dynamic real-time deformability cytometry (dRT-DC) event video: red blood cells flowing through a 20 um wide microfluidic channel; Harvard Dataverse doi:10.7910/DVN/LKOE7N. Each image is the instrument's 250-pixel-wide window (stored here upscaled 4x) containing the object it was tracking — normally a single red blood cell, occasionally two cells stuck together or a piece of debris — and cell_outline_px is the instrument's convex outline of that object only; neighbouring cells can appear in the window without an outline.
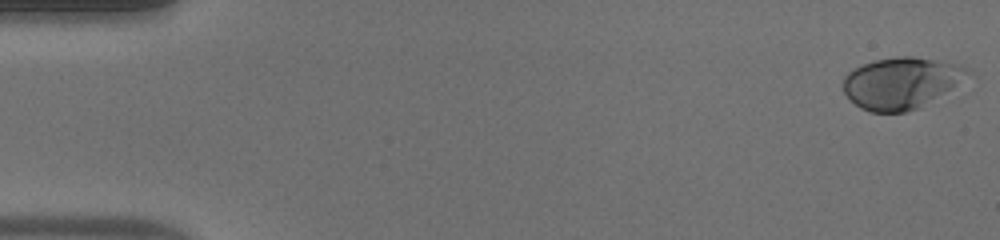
{"species": "human", "species_latin": "Homo sapiens", "temperature_condition": "warm", "stored_images_in_passage": 53, "camera_frame_rate_fps": 3000, "um_per_image_px": 0.085, "donor": {"sex": "male"}, "frame": {"image": 1, "passage_image": 1, "time_ms": 0.0, "image_size_px": [1000, 240], "cell_outline_px": [[972, 68], [968, 72], [948, 88], [920, 108], [904, 112], [872, 112], [860, 108], [844, 92], [844, 76], [852, 68], [876, 60], [896, 56], [912, 56], [956, 64]], "centroid_in_image_um": [76.51, 7.04], "position_along_channel_um": 8.5, "area_um2": 36.3}}
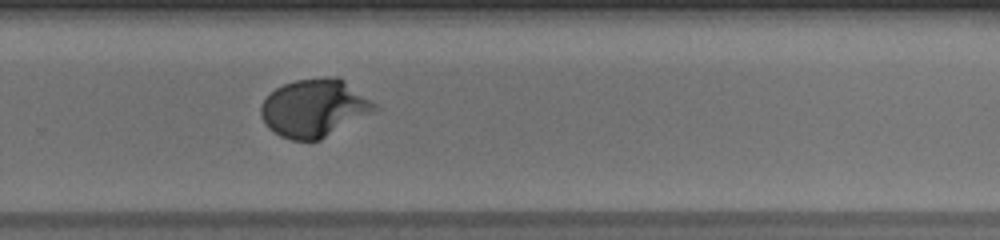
{"frame": {"image": 2, "passage_image": 36, "time_ms": 11.667, "image_size_px": [1000, 240], "cell_outline_px": [[380, 108], [320, 140], [292, 140], [280, 136], [268, 128], [264, 124], [260, 116], [260, 104], [276, 88], [284, 84], [296, 80], [324, 76], [336, 76], [344, 80], [376, 104]], "centroid_in_image_um": [26.69, 9.18], "position_along_channel_um": 303.1, "area_um2": 38.21}}
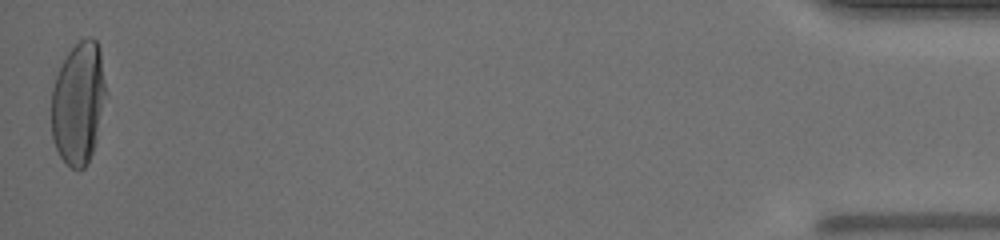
{"frame": {"image": 3, "passage_image": 53, "time_ms": 17.333, "image_size_px": [1000, 240], "cell_outline_px": [[108, 92], [96, 140], [92, 152], [84, 168], [72, 168], [60, 156], [52, 140], [52, 88], [56, 76], [68, 52], [80, 40], [88, 36], [92, 36], [96, 40], [100, 48]], "centroid_in_image_um": [6.7, 8.71], "position_along_channel_um": 428.5, "area_um2": 39.13}, "authors_computed_cell_mechanics": {"area_um2": 36.125, "velocity_mm_per_s": 3.8382, "shape_relaxation_time_tau1_ms": 4.9664, "shape_relaxation_time_tau2_ms": null, "deformation_change_tau1": 0.2441, "deformation_change_tau2": null}}